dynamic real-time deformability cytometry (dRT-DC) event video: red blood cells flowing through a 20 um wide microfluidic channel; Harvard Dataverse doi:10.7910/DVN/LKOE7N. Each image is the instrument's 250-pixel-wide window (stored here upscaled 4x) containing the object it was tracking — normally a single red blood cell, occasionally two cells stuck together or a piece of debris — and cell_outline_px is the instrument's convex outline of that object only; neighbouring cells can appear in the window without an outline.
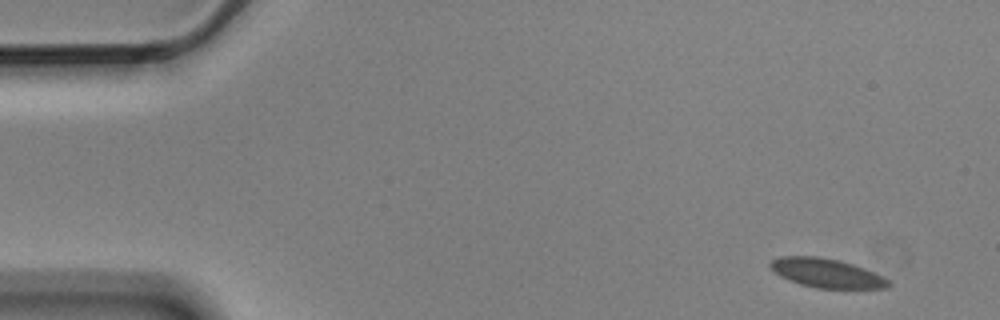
{"species": "Egyptian fruit bat (a non-hibernating species)", "species_latin": "Rousettus aegyptiacus", "temperature_condition": "cold", "stored_images_in_passage": 9, "camera_frame_rate_fps": 3000, "um_per_image_px": 0.085, "animal": {"sex": "male"}, "frame": {"image": 1, "passage_image": 1, "time_ms": 0.0, "image_size_px": [1000, 320], "cell_outline_px": [[892, 284], [888, 288], [816, 288], [800, 284], [780, 276], [768, 264], [772, 260], [780, 256], [820, 256], [840, 260], [864, 268], [888, 280]], "centroid_in_image_um": [70.24, 23.2], "position_along_channel_um": 14.8, "area_um2": 19.83}}
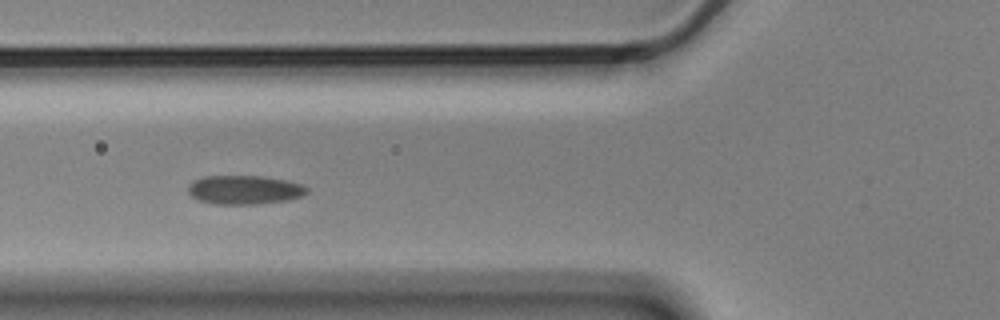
{"frame": {"image": 2, "passage_image": 6, "time_ms": 1.667, "image_size_px": [1000, 320], "cell_outline_px": [[308, 192], [300, 196], [288, 200], [252, 204], [216, 204], [200, 200], [192, 196], [188, 192], [188, 184], [192, 180], [204, 176], [264, 176], [284, 180], [300, 184], [308, 188]], "centroid_in_image_um": [20.74, 16.12], "position_along_channel_um": 105.1, "area_um2": 19.88}}
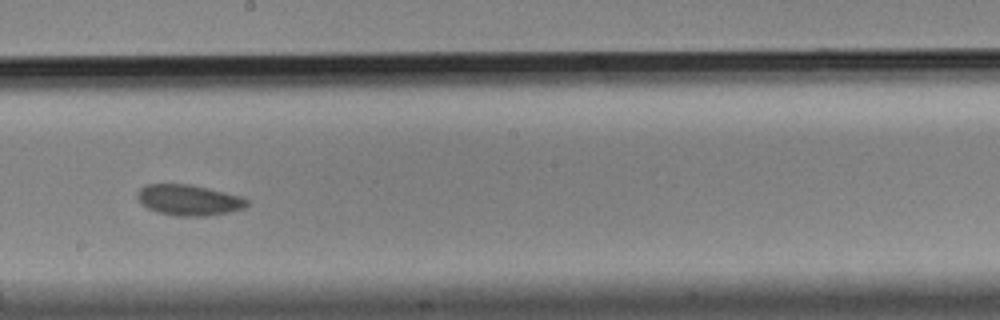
{"frame": {"image": 3, "passage_image": 9, "time_ms": 2.667, "image_size_px": [1000, 320], "cell_outline_px": [[248, 204], [244, 208], [228, 212], [204, 216], [176, 216], [156, 212], [140, 204], [136, 196], [140, 188], [148, 184], [188, 184], [224, 192], [240, 196], [248, 200]], "centroid_in_image_um": [16.0, 17.01], "position_along_channel_um": 232.2, "area_um2": 19.54}}